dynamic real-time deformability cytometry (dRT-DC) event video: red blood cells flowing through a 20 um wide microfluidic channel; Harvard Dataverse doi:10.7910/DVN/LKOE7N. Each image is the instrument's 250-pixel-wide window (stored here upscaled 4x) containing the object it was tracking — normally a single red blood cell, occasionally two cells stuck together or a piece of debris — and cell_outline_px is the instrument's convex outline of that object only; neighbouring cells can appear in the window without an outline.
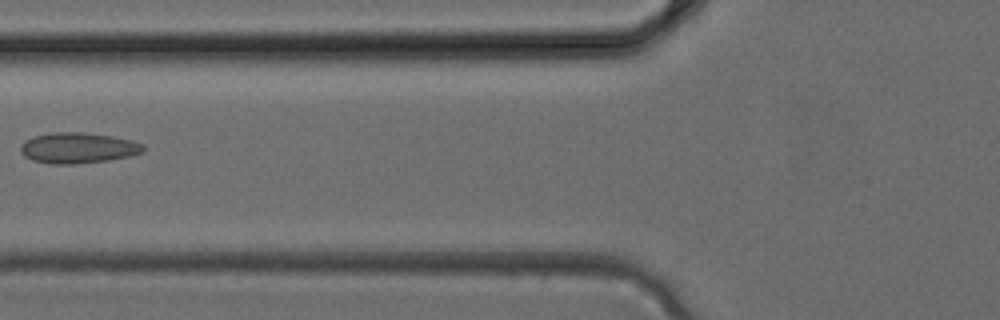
{"species": "common noctule bat (a hibernating species)", "species_latin": "Nyctalus noctula", "temperature_condition": "cold", "stored_images_in_passage": 3, "camera_frame_rate_fps": 3000, "um_per_image_px": 0.085, "animal": {"sex": "female", "body_mass_g": 24.6, "forearm_length_mm": 56.2}, "frame": {"image": 1, "passage_image": 3, "time_ms": 0.667, "image_size_px": [1000, 320], "cell_outline_px": [[144, 152], [128, 156], [108, 160], [76, 164], [52, 164], [32, 160], [24, 156], [20, 152], [20, 144], [24, 140], [32, 136], [52, 132], [84, 132], [112, 136], [144, 144]], "centroid_in_image_um": [6.57, 12.57], "position_along_channel_um": 119.2, "area_um2": 22.08}}